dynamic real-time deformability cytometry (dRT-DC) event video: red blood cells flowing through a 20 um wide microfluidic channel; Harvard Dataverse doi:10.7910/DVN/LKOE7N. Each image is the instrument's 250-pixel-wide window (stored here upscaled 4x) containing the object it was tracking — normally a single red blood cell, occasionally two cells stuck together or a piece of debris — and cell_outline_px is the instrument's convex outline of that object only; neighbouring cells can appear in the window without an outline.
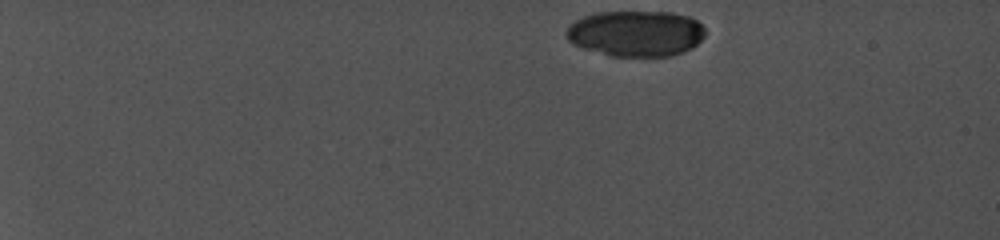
{"species": "common noctule bat (a hibernating species)", "species_latin": "Nyctalus noctula", "temperature_condition": "cold", "stored_images_in_passage": 10, "camera_frame_rate_fps": 5000, "um_per_image_px": 0.085, "animal": {"sex": "female", "body_mass_g": 19.0, "forearm_length_mm": 56.7}, "frame": {"image": 1, "passage_image": 1, "time_ms": 0.0, "image_size_px": [1000, 240], "cell_outline_px": [[704, 32], [700, 40], [696, 44], [680, 52], [668, 56], [616, 56], [580, 44], [572, 40], [568, 36], [568, 28], [572, 24], [588, 16], [600, 12], [668, 12], [684, 16], [696, 20], [704, 28]], "centroid_in_image_um": [54.15, 2.82], "position_along_channel_um": 30.9, "area_um2": 35.32}}